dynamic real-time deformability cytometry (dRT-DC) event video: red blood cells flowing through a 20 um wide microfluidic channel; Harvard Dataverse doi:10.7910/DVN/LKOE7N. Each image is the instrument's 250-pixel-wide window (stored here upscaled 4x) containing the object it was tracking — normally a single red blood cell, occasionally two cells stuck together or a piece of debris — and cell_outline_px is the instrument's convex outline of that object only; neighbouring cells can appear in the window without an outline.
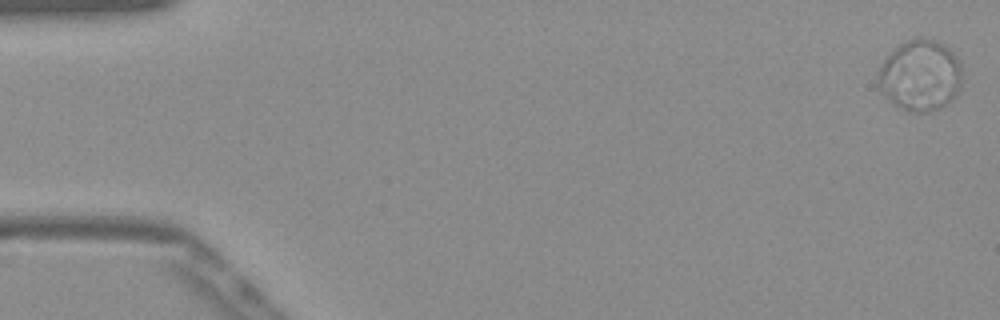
{"species": "Egyptian fruit bat (a non-hibernating species)", "species_latin": "Rousettus aegyptiacus", "temperature_condition": "warm", "stored_images_in_passage": 53, "camera_frame_rate_fps": 3000, "um_per_image_px": 0.085, "frame": {"image": 1, "passage_image": 1, "time_ms": 0.0, "image_size_px": [1000, 320], "cell_outline_px": [[960, 88], [940, 108], [928, 112], [912, 112], [900, 108], [880, 92], [876, 80], [880, 64], [884, 56], [900, 44], [916, 36], [924, 36], [944, 44], [956, 56], [960, 64]], "centroid_in_image_um": [78.15, 6.37], "position_along_channel_um": 6.8, "area_um2": 34.97}}
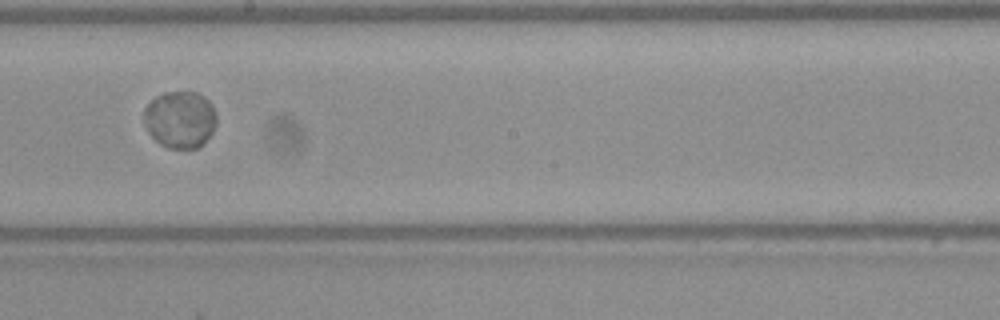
{"frame": {"image": 2, "passage_image": 30, "time_ms": 9.667, "image_size_px": [1000, 320], "cell_outline_px": [[216, 124], [212, 132], [204, 144], [196, 148], [168, 148], [160, 144], [148, 132], [144, 124], [144, 108], [156, 96], [164, 92], [196, 92], [204, 96], [208, 100], [216, 112]], "centroid_in_image_um": [15.31, 10.16], "position_along_channel_um": 232.9, "area_um2": 24.22}}
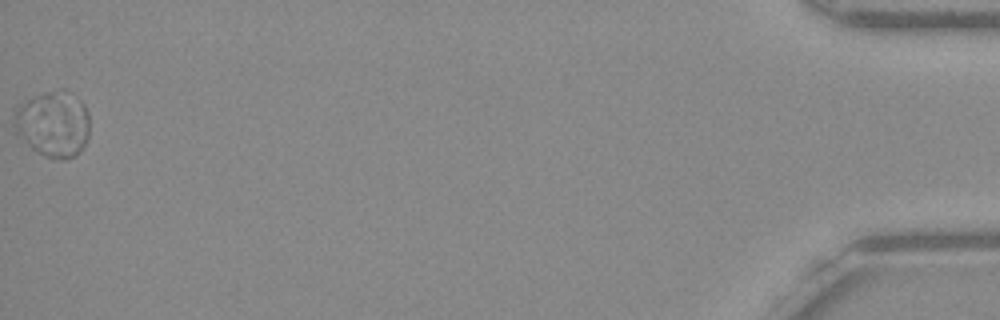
{"frame": {"image": 3, "passage_image": 53, "time_ms": 17.333, "image_size_px": [1000, 320], "cell_outline_px": [[88, 136], [80, 152], [64, 160], [44, 156], [36, 152], [16, 132], [12, 124], [12, 120], [16, 108], [28, 100], [44, 92], [60, 88], [64, 88], [80, 100], [84, 104], [88, 112]], "centroid_in_image_um": [4.52, 10.52], "position_along_channel_um": 430.7, "area_um2": 29.02}, "authors_computed_cell_mechanics": {"area_um2": 25.432, "velocity_mm_per_s": 3.8331, "shape_relaxation_time_tau1_ms": 2.9143, "shape_relaxation_time_tau2_ms": null, "deformation_change_tau1": 0.017, "deformation_change_tau2": null}}